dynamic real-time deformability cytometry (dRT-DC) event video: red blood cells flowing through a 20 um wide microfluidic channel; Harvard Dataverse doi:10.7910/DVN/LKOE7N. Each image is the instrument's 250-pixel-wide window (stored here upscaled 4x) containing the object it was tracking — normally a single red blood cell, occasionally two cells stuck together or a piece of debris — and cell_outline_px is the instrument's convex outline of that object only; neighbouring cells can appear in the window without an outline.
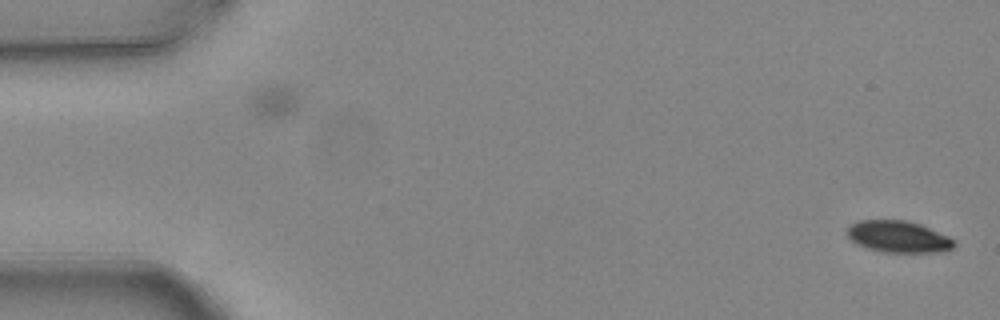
{"species": "common noctule bat (a hibernating species)", "species_latin": "Nyctalus noctula", "temperature_condition": "warm", "stored_images_in_passage": 2, "camera_frame_rate_fps": 3000, "um_per_image_px": 0.085, "animal": {"sex": "female", "body_mass_g": 24.6, "forearm_length_mm": 56.2}, "frame": {"image": 1, "passage_image": 2, "time_ms": 0.333, "image_size_px": [1000, 320], "cell_outline_px": [[956, 244], [952, 248], [944, 252], [884, 252], [868, 248], [856, 244], [844, 232], [848, 224], [856, 220], [904, 220], [920, 224], [948, 236]], "centroid_in_image_um": [76.3, 20.11], "position_along_channel_um": 8.7, "area_um2": 19.88}}